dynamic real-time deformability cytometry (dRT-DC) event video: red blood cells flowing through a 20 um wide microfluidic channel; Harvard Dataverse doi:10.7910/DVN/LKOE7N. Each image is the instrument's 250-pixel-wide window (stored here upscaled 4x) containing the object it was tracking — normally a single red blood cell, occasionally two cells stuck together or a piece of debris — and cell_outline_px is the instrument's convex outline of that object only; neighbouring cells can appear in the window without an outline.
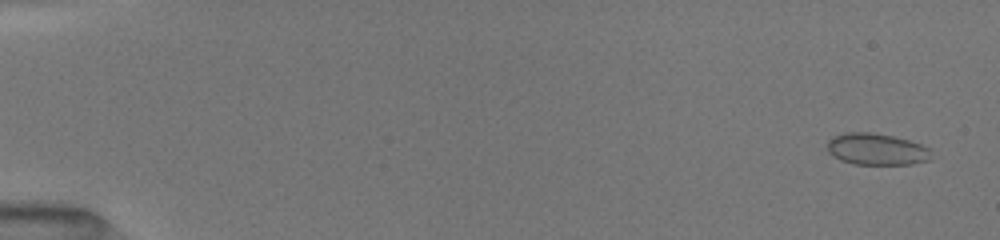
{"species": "common noctule bat (a hibernating species)", "species_latin": "Nyctalus noctula", "temperature_condition": "room temperature", "stored_images_in_passage": 71, "camera_frame_rate_fps": 3000, "um_per_image_px": 0.085, "animal": {"sex": "female", "body_mass_g": 19.5, "forearm_length_mm": 54.1}, "frame": {"image": 1, "passage_image": 3, "time_ms": 0.667, "image_size_px": [1000, 240], "cell_outline_px": [[928, 160], [912, 164], [856, 164], [840, 160], [832, 156], [828, 152], [828, 140], [832, 136], [844, 132], [872, 132], [892, 136], [908, 140], [920, 144], [928, 148]], "centroid_in_image_um": [74.43, 12.67], "position_along_channel_um": 10.6, "area_um2": 19.02}}
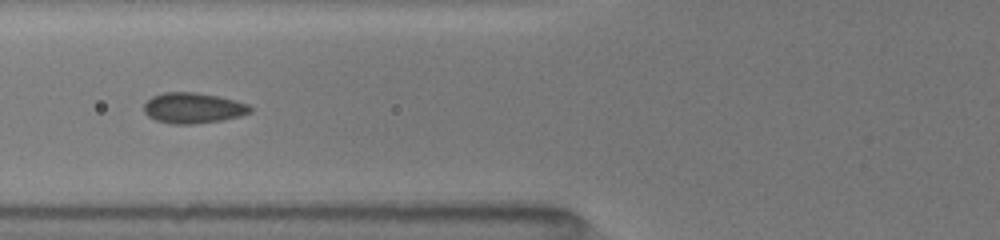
{"frame": {"image": 2, "passage_image": 41, "time_ms": 7.0, "image_size_px": [1000, 240], "cell_outline_px": [[252, 112], [240, 116], [224, 120], [192, 124], [172, 124], [156, 120], [148, 116], [144, 112], [144, 104], [152, 96], [164, 92], [196, 92], [220, 96], [248, 104], [252, 108]], "centroid_in_image_um": [16.43, 9.18], "position_along_channel_um": 109.4, "area_um2": 19.07}}
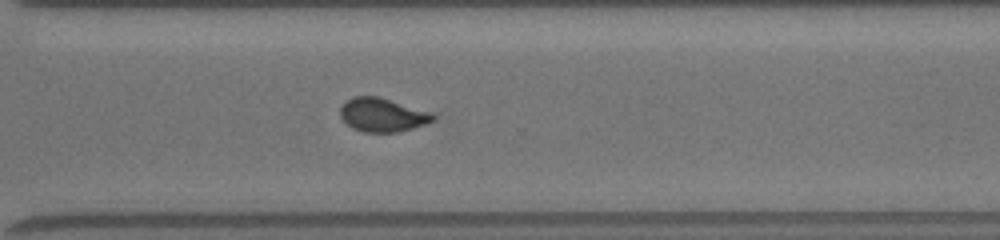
{"frame": {"image": 3, "passage_image": 71, "time_ms": 12.667, "image_size_px": [1000, 240], "cell_outline_px": [[436, 120], [400, 132], [364, 132], [352, 128], [340, 116], [340, 108], [352, 96], [380, 96], [432, 112], [436, 116]], "centroid_in_image_um": [32.54, 9.76], "position_along_channel_um": 338.1, "area_um2": 18.32}}